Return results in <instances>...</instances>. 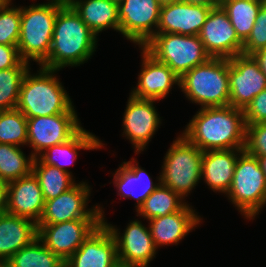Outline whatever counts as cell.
<instances>
[{
  "label": "cell",
  "instance_id": "cell-1",
  "mask_svg": "<svg viewBox=\"0 0 266 267\" xmlns=\"http://www.w3.org/2000/svg\"><path fill=\"white\" fill-rule=\"evenodd\" d=\"M182 135L201 151L244 149V111L230 105L200 108Z\"/></svg>",
  "mask_w": 266,
  "mask_h": 267
},
{
  "label": "cell",
  "instance_id": "cell-2",
  "mask_svg": "<svg viewBox=\"0 0 266 267\" xmlns=\"http://www.w3.org/2000/svg\"><path fill=\"white\" fill-rule=\"evenodd\" d=\"M97 37L66 2L58 11L51 49L40 66L60 70L84 64L96 51Z\"/></svg>",
  "mask_w": 266,
  "mask_h": 267
},
{
  "label": "cell",
  "instance_id": "cell-3",
  "mask_svg": "<svg viewBox=\"0 0 266 267\" xmlns=\"http://www.w3.org/2000/svg\"><path fill=\"white\" fill-rule=\"evenodd\" d=\"M59 70L40 66L38 73L28 71L21 83L16 109L27 118L66 113L73 105L59 78Z\"/></svg>",
  "mask_w": 266,
  "mask_h": 267
},
{
  "label": "cell",
  "instance_id": "cell-4",
  "mask_svg": "<svg viewBox=\"0 0 266 267\" xmlns=\"http://www.w3.org/2000/svg\"><path fill=\"white\" fill-rule=\"evenodd\" d=\"M43 4L21 7L20 37L18 52L23 61L40 65L51 49L57 13L66 0H49Z\"/></svg>",
  "mask_w": 266,
  "mask_h": 267
},
{
  "label": "cell",
  "instance_id": "cell-5",
  "mask_svg": "<svg viewBox=\"0 0 266 267\" xmlns=\"http://www.w3.org/2000/svg\"><path fill=\"white\" fill-rule=\"evenodd\" d=\"M179 87L189 101L201 108L229 105V59L211 57L183 74Z\"/></svg>",
  "mask_w": 266,
  "mask_h": 267
},
{
  "label": "cell",
  "instance_id": "cell-6",
  "mask_svg": "<svg viewBox=\"0 0 266 267\" xmlns=\"http://www.w3.org/2000/svg\"><path fill=\"white\" fill-rule=\"evenodd\" d=\"M143 48L179 77L211 58L199 35L156 33Z\"/></svg>",
  "mask_w": 266,
  "mask_h": 267
},
{
  "label": "cell",
  "instance_id": "cell-7",
  "mask_svg": "<svg viewBox=\"0 0 266 267\" xmlns=\"http://www.w3.org/2000/svg\"><path fill=\"white\" fill-rule=\"evenodd\" d=\"M226 195L247 220L254 219L266 206V179L257 157L245 150L239 154Z\"/></svg>",
  "mask_w": 266,
  "mask_h": 267
},
{
  "label": "cell",
  "instance_id": "cell-8",
  "mask_svg": "<svg viewBox=\"0 0 266 267\" xmlns=\"http://www.w3.org/2000/svg\"><path fill=\"white\" fill-rule=\"evenodd\" d=\"M203 151L183 135L178 136L164 156L161 183L183 200L201 180Z\"/></svg>",
  "mask_w": 266,
  "mask_h": 267
},
{
  "label": "cell",
  "instance_id": "cell-9",
  "mask_svg": "<svg viewBox=\"0 0 266 267\" xmlns=\"http://www.w3.org/2000/svg\"><path fill=\"white\" fill-rule=\"evenodd\" d=\"M82 128L74 106L66 113L27 118V145L34 150L31 155L37 158L51 146L67 142Z\"/></svg>",
  "mask_w": 266,
  "mask_h": 267
},
{
  "label": "cell",
  "instance_id": "cell-10",
  "mask_svg": "<svg viewBox=\"0 0 266 267\" xmlns=\"http://www.w3.org/2000/svg\"><path fill=\"white\" fill-rule=\"evenodd\" d=\"M90 190L86 182H80L58 197L45 201L42 216L37 224H56L78 219L104 220V211L100 206L87 208Z\"/></svg>",
  "mask_w": 266,
  "mask_h": 267
},
{
  "label": "cell",
  "instance_id": "cell-11",
  "mask_svg": "<svg viewBox=\"0 0 266 267\" xmlns=\"http://www.w3.org/2000/svg\"><path fill=\"white\" fill-rule=\"evenodd\" d=\"M160 10L157 0H123L118 4L119 32L143 47L157 33Z\"/></svg>",
  "mask_w": 266,
  "mask_h": 267
},
{
  "label": "cell",
  "instance_id": "cell-12",
  "mask_svg": "<svg viewBox=\"0 0 266 267\" xmlns=\"http://www.w3.org/2000/svg\"><path fill=\"white\" fill-rule=\"evenodd\" d=\"M102 222V219H78L56 224H37V237L65 262Z\"/></svg>",
  "mask_w": 266,
  "mask_h": 267
},
{
  "label": "cell",
  "instance_id": "cell-13",
  "mask_svg": "<svg viewBox=\"0 0 266 267\" xmlns=\"http://www.w3.org/2000/svg\"><path fill=\"white\" fill-rule=\"evenodd\" d=\"M229 89V105L242 110L266 89V75L253 55L239 54L229 59Z\"/></svg>",
  "mask_w": 266,
  "mask_h": 267
},
{
  "label": "cell",
  "instance_id": "cell-14",
  "mask_svg": "<svg viewBox=\"0 0 266 267\" xmlns=\"http://www.w3.org/2000/svg\"><path fill=\"white\" fill-rule=\"evenodd\" d=\"M103 223L116 240L118 262L121 267L149 266L157 252L149 227H145L139 220H134L128 223L123 235H120L119 229L115 226L105 220Z\"/></svg>",
  "mask_w": 266,
  "mask_h": 267
},
{
  "label": "cell",
  "instance_id": "cell-15",
  "mask_svg": "<svg viewBox=\"0 0 266 267\" xmlns=\"http://www.w3.org/2000/svg\"><path fill=\"white\" fill-rule=\"evenodd\" d=\"M199 37L212 58L230 59L242 54L243 41L238 37L221 5L211 9Z\"/></svg>",
  "mask_w": 266,
  "mask_h": 267
},
{
  "label": "cell",
  "instance_id": "cell-16",
  "mask_svg": "<svg viewBox=\"0 0 266 267\" xmlns=\"http://www.w3.org/2000/svg\"><path fill=\"white\" fill-rule=\"evenodd\" d=\"M156 100L140 99L129 95L123 117V135L131 141L136 154L143 151L161 124L155 109Z\"/></svg>",
  "mask_w": 266,
  "mask_h": 267
},
{
  "label": "cell",
  "instance_id": "cell-17",
  "mask_svg": "<svg viewBox=\"0 0 266 267\" xmlns=\"http://www.w3.org/2000/svg\"><path fill=\"white\" fill-rule=\"evenodd\" d=\"M68 267H119L116 240L102 222L65 261Z\"/></svg>",
  "mask_w": 266,
  "mask_h": 267
},
{
  "label": "cell",
  "instance_id": "cell-18",
  "mask_svg": "<svg viewBox=\"0 0 266 267\" xmlns=\"http://www.w3.org/2000/svg\"><path fill=\"white\" fill-rule=\"evenodd\" d=\"M141 50L142 69L138 75L137 87L130 94L140 99L160 101L169 94L174 84L179 86L180 77L143 47Z\"/></svg>",
  "mask_w": 266,
  "mask_h": 267
},
{
  "label": "cell",
  "instance_id": "cell-19",
  "mask_svg": "<svg viewBox=\"0 0 266 267\" xmlns=\"http://www.w3.org/2000/svg\"><path fill=\"white\" fill-rule=\"evenodd\" d=\"M45 200L39 181L31 172L29 175L7 183V213L39 222Z\"/></svg>",
  "mask_w": 266,
  "mask_h": 267
},
{
  "label": "cell",
  "instance_id": "cell-20",
  "mask_svg": "<svg viewBox=\"0 0 266 267\" xmlns=\"http://www.w3.org/2000/svg\"><path fill=\"white\" fill-rule=\"evenodd\" d=\"M212 7L179 1L161 7L157 33L199 35Z\"/></svg>",
  "mask_w": 266,
  "mask_h": 267
},
{
  "label": "cell",
  "instance_id": "cell-21",
  "mask_svg": "<svg viewBox=\"0 0 266 267\" xmlns=\"http://www.w3.org/2000/svg\"><path fill=\"white\" fill-rule=\"evenodd\" d=\"M192 206L186 204L180 211L149 220V228L156 249L158 246L176 245L201 223L202 218Z\"/></svg>",
  "mask_w": 266,
  "mask_h": 267
},
{
  "label": "cell",
  "instance_id": "cell-22",
  "mask_svg": "<svg viewBox=\"0 0 266 267\" xmlns=\"http://www.w3.org/2000/svg\"><path fill=\"white\" fill-rule=\"evenodd\" d=\"M37 224L9 213L0 215V267L20 249L37 238Z\"/></svg>",
  "mask_w": 266,
  "mask_h": 267
},
{
  "label": "cell",
  "instance_id": "cell-23",
  "mask_svg": "<svg viewBox=\"0 0 266 267\" xmlns=\"http://www.w3.org/2000/svg\"><path fill=\"white\" fill-rule=\"evenodd\" d=\"M244 149L203 151L201 180L214 192L227 194L239 154Z\"/></svg>",
  "mask_w": 266,
  "mask_h": 267
},
{
  "label": "cell",
  "instance_id": "cell-24",
  "mask_svg": "<svg viewBox=\"0 0 266 267\" xmlns=\"http://www.w3.org/2000/svg\"><path fill=\"white\" fill-rule=\"evenodd\" d=\"M135 159L123 162L114 173L115 187L122 198H133L137 201L136 211L143 205L145 199L160 185L161 177L154 183L150 175L141 167ZM134 162V163H133Z\"/></svg>",
  "mask_w": 266,
  "mask_h": 267
},
{
  "label": "cell",
  "instance_id": "cell-25",
  "mask_svg": "<svg viewBox=\"0 0 266 267\" xmlns=\"http://www.w3.org/2000/svg\"><path fill=\"white\" fill-rule=\"evenodd\" d=\"M81 20L98 36L104 29L119 32L118 4L111 0H66Z\"/></svg>",
  "mask_w": 266,
  "mask_h": 267
},
{
  "label": "cell",
  "instance_id": "cell-26",
  "mask_svg": "<svg viewBox=\"0 0 266 267\" xmlns=\"http://www.w3.org/2000/svg\"><path fill=\"white\" fill-rule=\"evenodd\" d=\"M103 144L94 134L81 129L73 138L65 143H60L51 146L46 151L38 156V158L47 165L55 166L72 175V172L66 168L68 165H73L77 159V150H94L101 149Z\"/></svg>",
  "mask_w": 266,
  "mask_h": 267
},
{
  "label": "cell",
  "instance_id": "cell-27",
  "mask_svg": "<svg viewBox=\"0 0 266 267\" xmlns=\"http://www.w3.org/2000/svg\"><path fill=\"white\" fill-rule=\"evenodd\" d=\"M32 172L39 181L45 201L58 197L76 184L73 175L44 164L38 157L33 160Z\"/></svg>",
  "mask_w": 266,
  "mask_h": 267
},
{
  "label": "cell",
  "instance_id": "cell-28",
  "mask_svg": "<svg viewBox=\"0 0 266 267\" xmlns=\"http://www.w3.org/2000/svg\"><path fill=\"white\" fill-rule=\"evenodd\" d=\"M65 262L37 237L18 250L3 267H62Z\"/></svg>",
  "mask_w": 266,
  "mask_h": 267
},
{
  "label": "cell",
  "instance_id": "cell-29",
  "mask_svg": "<svg viewBox=\"0 0 266 267\" xmlns=\"http://www.w3.org/2000/svg\"><path fill=\"white\" fill-rule=\"evenodd\" d=\"M186 204L176 192L160 183L136 212L150 220L180 211Z\"/></svg>",
  "mask_w": 266,
  "mask_h": 267
},
{
  "label": "cell",
  "instance_id": "cell-30",
  "mask_svg": "<svg viewBox=\"0 0 266 267\" xmlns=\"http://www.w3.org/2000/svg\"><path fill=\"white\" fill-rule=\"evenodd\" d=\"M261 5L262 3L254 0H221L222 8L243 42L251 33Z\"/></svg>",
  "mask_w": 266,
  "mask_h": 267
},
{
  "label": "cell",
  "instance_id": "cell-31",
  "mask_svg": "<svg viewBox=\"0 0 266 267\" xmlns=\"http://www.w3.org/2000/svg\"><path fill=\"white\" fill-rule=\"evenodd\" d=\"M34 157L23 153L20 146L0 144V180L9 183L32 172Z\"/></svg>",
  "mask_w": 266,
  "mask_h": 267
},
{
  "label": "cell",
  "instance_id": "cell-32",
  "mask_svg": "<svg viewBox=\"0 0 266 267\" xmlns=\"http://www.w3.org/2000/svg\"><path fill=\"white\" fill-rule=\"evenodd\" d=\"M30 63L21 61L16 67L0 70V111L16 109L24 75Z\"/></svg>",
  "mask_w": 266,
  "mask_h": 267
},
{
  "label": "cell",
  "instance_id": "cell-33",
  "mask_svg": "<svg viewBox=\"0 0 266 267\" xmlns=\"http://www.w3.org/2000/svg\"><path fill=\"white\" fill-rule=\"evenodd\" d=\"M27 117L19 110L0 111V144L27 145Z\"/></svg>",
  "mask_w": 266,
  "mask_h": 267
},
{
  "label": "cell",
  "instance_id": "cell-34",
  "mask_svg": "<svg viewBox=\"0 0 266 267\" xmlns=\"http://www.w3.org/2000/svg\"><path fill=\"white\" fill-rule=\"evenodd\" d=\"M11 5L10 0L0 11V44L3 45H17L20 37L21 6Z\"/></svg>",
  "mask_w": 266,
  "mask_h": 267
},
{
  "label": "cell",
  "instance_id": "cell-35",
  "mask_svg": "<svg viewBox=\"0 0 266 267\" xmlns=\"http://www.w3.org/2000/svg\"><path fill=\"white\" fill-rule=\"evenodd\" d=\"M263 48H266V4L260 6L251 33L243 42L242 54L253 55Z\"/></svg>",
  "mask_w": 266,
  "mask_h": 267
},
{
  "label": "cell",
  "instance_id": "cell-36",
  "mask_svg": "<svg viewBox=\"0 0 266 267\" xmlns=\"http://www.w3.org/2000/svg\"><path fill=\"white\" fill-rule=\"evenodd\" d=\"M244 150L255 157L266 155V123L246 124Z\"/></svg>",
  "mask_w": 266,
  "mask_h": 267
},
{
  "label": "cell",
  "instance_id": "cell-37",
  "mask_svg": "<svg viewBox=\"0 0 266 267\" xmlns=\"http://www.w3.org/2000/svg\"><path fill=\"white\" fill-rule=\"evenodd\" d=\"M243 111L245 124L266 123V89L255 96Z\"/></svg>",
  "mask_w": 266,
  "mask_h": 267
},
{
  "label": "cell",
  "instance_id": "cell-38",
  "mask_svg": "<svg viewBox=\"0 0 266 267\" xmlns=\"http://www.w3.org/2000/svg\"><path fill=\"white\" fill-rule=\"evenodd\" d=\"M21 61L17 45L0 44V70L16 67Z\"/></svg>",
  "mask_w": 266,
  "mask_h": 267
},
{
  "label": "cell",
  "instance_id": "cell-39",
  "mask_svg": "<svg viewBox=\"0 0 266 267\" xmlns=\"http://www.w3.org/2000/svg\"><path fill=\"white\" fill-rule=\"evenodd\" d=\"M7 184L0 180V215L7 212Z\"/></svg>",
  "mask_w": 266,
  "mask_h": 267
},
{
  "label": "cell",
  "instance_id": "cell-40",
  "mask_svg": "<svg viewBox=\"0 0 266 267\" xmlns=\"http://www.w3.org/2000/svg\"><path fill=\"white\" fill-rule=\"evenodd\" d=\"M181 1L194 5L209 6L212 8L221 5V0H181Z\"/></svg>",
  "mask_w": 266,
  "mask_h": 267
},
{
  "label": "cell",
  "instance_id": "cell-41",
  "mask_svg": "<svg viewBox=\"0 0 266 267\" xmlns=\"http://www.w3.org/2000/svg\"><path fill=\"white\" fill-rule=\"evenodd\" d=\"M253 56L258 61L262 72L266 75V48L259 50Z\"/></svg>",
  "mask_w": 266,
  "mask_h": 267
},
{
  "label": "cell",
  "instance_id": "cell-42",
  "mask_svg": "<svg viewBox=\"0 0 266 267\" xmlns=\"http://www.w3.org/2000/svg\"><path fill=\"white\" fill-rule=\"evenodd\" d=\"M260 167L264 173L265 179H266V155L257 157Z\"/></svg>",
  "mask_w": 266,
  "mask_h": 267
},
{
  "label": "cell",
  "instance_id": "cell-43",
  "mask_svg": "<svg viewBox=\"0 0 266 267\" xmlns=\"http://www.w3.org/2000/svg\"><path fill=\"white\" fill-rule=\"evenodd\" d=\"M157 1L159 2L160 6L163 7V6H167V5L179 2L181 0H157Z\"/></svg>",
  "mask_w": 266,
  "mask_h": 267
},
{
  "label": "cell",
  "instance_id": "cell-44",
  "mask_svg": "<svg viewBox=\"0 0 266 267\" xmlns=\"http://www.w3.org/2000/svg\"><path fill=\"white\" fill-rule=\"evenodd\" d=\"M10 0H0V11Z\"/></svg>",
  "mask_w": 266,
  "mask_h": 267
},
{
  "label": "cell",
  "instance_id": "cell-45",
  "mask_svg": "<svg viewBox=\"0 0 266 267\" xmlns=\"http://www.w3.org/2000/svg\"><path fill=\"white\" fill-rule=\"evenodd\" d=\"M254 1L260 2L262 4H266V0H254Z\"/></svg>",
  "mask_w": 266,
  "mask_h": 267
},
{
  "label": "cell",
  "instance_id": "cell-46",
  "mask_svg": "<svg viewBox=\"0 0 266 267\" xmlns=\"http://www.w3.org/2000/svg\"><path fill=\"white\" fill-rule=\"evenodd\" d=\"M111 1H113V2H115V3H117V4H119V3H121L123 0H111Z\"/></svg>",
  "mask_w": 266,
  "mask_h": 267
}]
</instances>
